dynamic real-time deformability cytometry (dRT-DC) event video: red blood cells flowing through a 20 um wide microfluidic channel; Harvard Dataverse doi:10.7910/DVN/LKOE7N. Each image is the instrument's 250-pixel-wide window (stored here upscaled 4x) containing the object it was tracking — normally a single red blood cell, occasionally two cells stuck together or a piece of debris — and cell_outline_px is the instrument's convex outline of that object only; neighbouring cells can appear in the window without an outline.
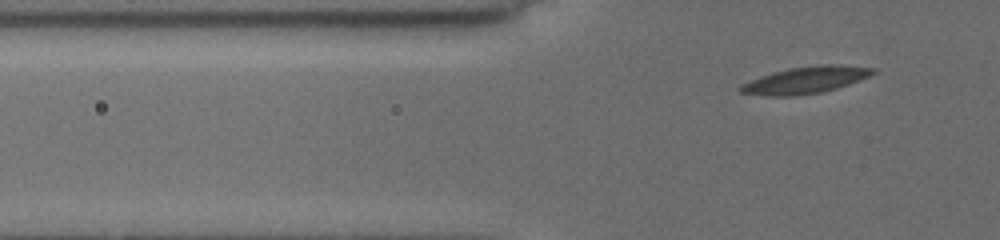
{"species": "common noctule bat (a hibernating species)", "species_latin": "Nyctalus noctula", "temperature_condition": "cold", "stored_images_in_passage": 4, "segment_of_instrument_passage": [2, 2], "camera_frame_rate_fps": 3000, "um_per_image_px": 0.085, "animal": {"sex": "female", "body_mass_g": 19.5, "forearm_length_mm": 54.1}, "frame": {"image": 1, "passage_image": 4, "time_ms": 3.333, "image_size_px": [1000, 240], "cell_outline_px": [[876, 72], [868, 76], [848, 84], [836, 88], [820, 92], [792, 96], [768, 96], [740, 92], [736, 88], [740, 84], [760, 76], [772, 72], [788, 68], [824, 64], [832, 64], [876, 68]], "centroid_in_image_um": [68.41, 6.8], "position_along_channel_um": 57.4, "area_um2": 20.58}}